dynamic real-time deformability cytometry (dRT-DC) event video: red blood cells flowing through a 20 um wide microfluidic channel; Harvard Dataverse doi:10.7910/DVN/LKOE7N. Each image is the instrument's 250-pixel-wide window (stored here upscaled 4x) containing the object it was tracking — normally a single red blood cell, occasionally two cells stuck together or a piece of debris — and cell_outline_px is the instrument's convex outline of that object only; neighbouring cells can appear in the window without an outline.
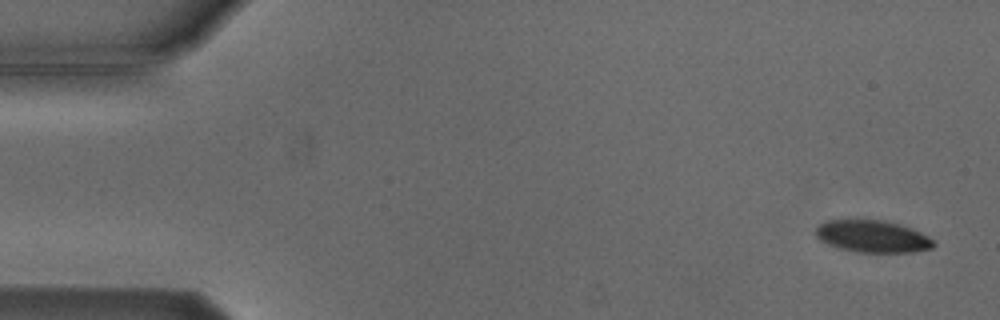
{"species": "Egyptian fruit bat (a non-hibernating species)", "species_latin": "Rousettus aegyptiacus", "temperature_condition": "cold", "stored_images_in_passage": 8, "camera_frame_rate_fps": 3000, "um_per_image_px": 0.085, "animal": {"sex": "male"}, "frame": {"image": 1, "passage_image": 1, "time_ms": 0.0, "image_size_px": [1000, 320], "cell_outline_px": [[936, 244], [932, 248], [912, 252], [856, 252], [840, 248], [828, 244], [820, 240], [816, 236], [816, 228], [820, 224], [828, 220], [880, 220], [896, 224], [920, 232], [928, 236]], "centroid_in_image_um": [74.15, 20.1], "position_along_channel_um": 10.9, "area_um2": 21.68}}
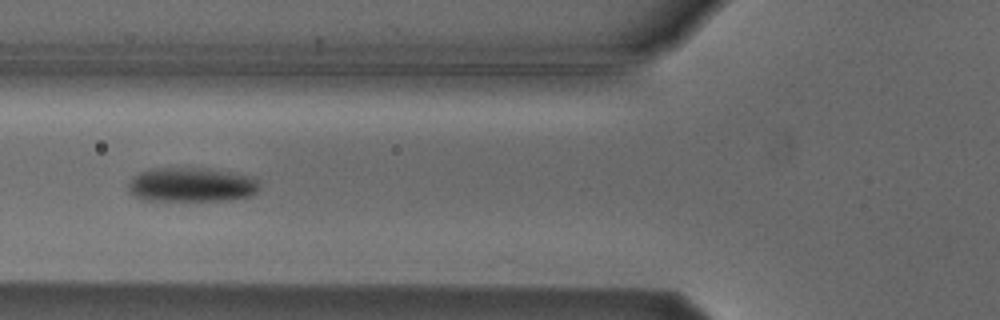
{"frame": {"image": 2, "passage_image": 6, "time_ms": 6.0, "image_size_px": [1000, 320], "cell_outline_px": [[260, 188], [252, 196], [232, 200], [140, 200], [132, 196], [128, 192], [128, 184], [132, 176], [148, 168], [204, 168], [232, 172], [256, 176], [260, 184]], "centroid_in_image_um": [16.29, 15.7], "position_along_channel_um": 109.5, "area_um2": 26.88}}
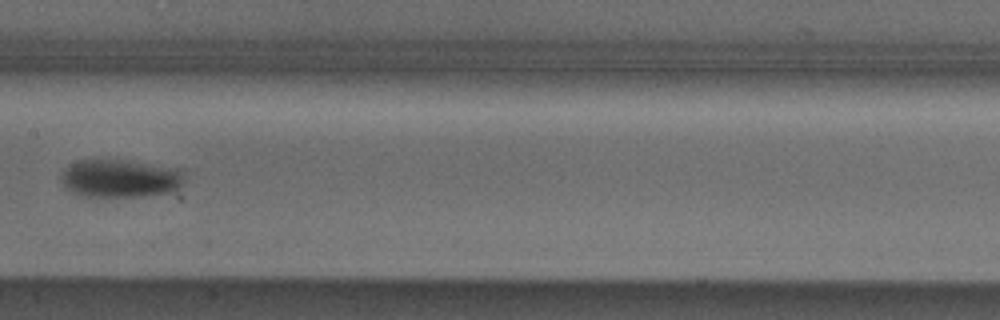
{"frame": {"image": 3, "passage_image": 8, "time_ms": 8.333, "image_size_px": [1000, 320], "cell_outline_px": [[184, 184], [172, 192], [136, 196], [84, 196], [68, 188], [64, 184], [60, 176], [72, 164], [80, 160], [124, 160], [184, 168]], "centroid_in_image_um": [10.34, 15.15], "position_along_channel_um": 197.1, "area_um2": 27.11}}